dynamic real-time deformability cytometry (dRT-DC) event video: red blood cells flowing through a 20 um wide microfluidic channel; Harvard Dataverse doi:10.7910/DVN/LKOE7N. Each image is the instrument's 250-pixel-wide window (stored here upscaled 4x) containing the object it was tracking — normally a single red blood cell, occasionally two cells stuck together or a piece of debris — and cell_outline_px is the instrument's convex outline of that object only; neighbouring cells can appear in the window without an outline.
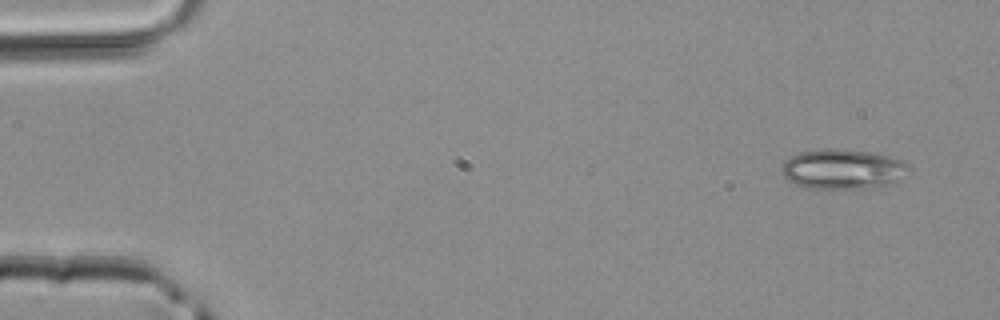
{"species": "common noctule bat (a hibernating species)", "species_latin": "Nyctalus noctula", "temperature_condition": "room temperature", "stored_images_in_passage": 3, "camera_frame_rate_fps": 3000, "um_per_image_px": 0.085, "animal": {"sex": "male", "body_mass_g": 20.4}, "frame": {"image": 1, "passage_image": 1, "time_ms": 0.0, "image_size_px": [1000, 320], "cell_outline_px": [[908, 168], [896, 180], [888, 184], [876, 188], [804, 188], [796, 184], [784, 176], [780, 168], [784, 160], [800, 152], [820, 148], [844, 148], [872, 152], [888, 156], [900, 160], [908, 164]], "centroid_in_image_um": [71.57, 14.35], "position_along_channel_um": 13.4, "area_um2": 29.54}}